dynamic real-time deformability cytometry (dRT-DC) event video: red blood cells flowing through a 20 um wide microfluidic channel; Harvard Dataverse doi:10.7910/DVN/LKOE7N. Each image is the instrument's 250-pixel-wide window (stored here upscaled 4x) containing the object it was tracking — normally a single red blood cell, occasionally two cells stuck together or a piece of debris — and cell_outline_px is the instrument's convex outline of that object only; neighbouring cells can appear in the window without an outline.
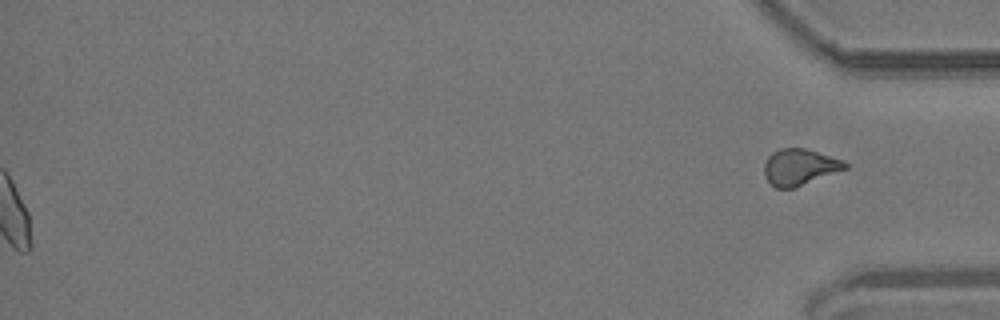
{"species": "common noctule bat (a hibernating species)", "species_latin": "Nyctalus noctula", "temperature_condition": "room temperature", "stored_images_in_passage": 57, "segment_of_instrument_passage": [2, 2], "camera_frame_rate_fps": 3000, "um_per_image_px": 0.085, "animal": {"sex": "male", "body_mass_g": 19.2, "forearm_length_mm": 51.8}, "frame": {"image": 1, "passage_image": 57, "time_ms": 18.667, "image_size_px": [1000, 320], "cell_outline_px": [[848, 168], [792, 188], [776, 188], [764, 176], [764, 164], [768, 156], [772, 152], [780, 148], [804, 148], [844, 160], [848, 164]], "centroid_in_image_um": [67.96, 14.18], "position_along_channel_um": 367.2, "area_um2": 16.94}}